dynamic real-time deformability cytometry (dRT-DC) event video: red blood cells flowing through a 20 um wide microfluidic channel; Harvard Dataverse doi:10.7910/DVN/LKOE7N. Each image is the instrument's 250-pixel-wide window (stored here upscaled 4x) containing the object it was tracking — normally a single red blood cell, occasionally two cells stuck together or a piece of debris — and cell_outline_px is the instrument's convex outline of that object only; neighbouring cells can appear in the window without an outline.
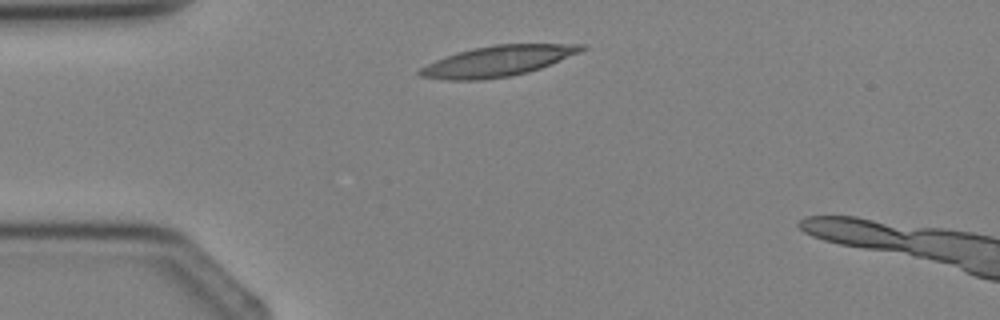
{"species": "Egyptian fruit bat (a non-hibernating species)", "species_latin": "Rousettus aegyptiacus", "temperature_condition": "cold", "stored_images_in_passage": 2, "camera_frame_rate_fps": 3000, "um_per_image_px": 0.085, "animal": {"sex": "female"}, "frame": {"image": 1, "passage_image": 1, "time_ms": 0.0, "image_size_px": [1000, 320], "cell_outline_px": [[588, 48], [580, 52], [540, 68], [528, 72], [512, 76], [480, 80], [448, 80], [420, 76], [416, 72], [420, 68], [436, 60], [472, 48], [496, 44], [584, 44]], "centroid_in_image_um": [42.32, 5.19], "position_along_channel_um": 42.7, "area_um2": 28.55}}